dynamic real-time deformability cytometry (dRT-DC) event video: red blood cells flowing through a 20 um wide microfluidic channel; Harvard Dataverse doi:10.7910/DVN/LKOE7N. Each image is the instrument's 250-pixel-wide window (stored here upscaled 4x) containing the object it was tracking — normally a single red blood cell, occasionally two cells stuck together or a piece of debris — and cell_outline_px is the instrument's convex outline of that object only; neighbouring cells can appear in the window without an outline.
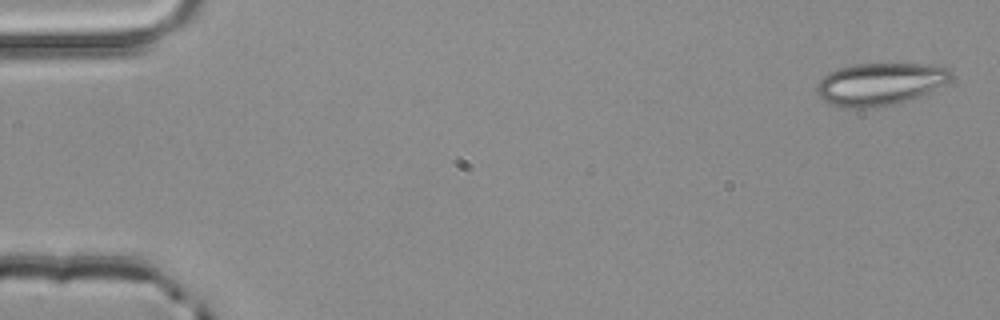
{"species": "common noctule bat (a hibernating species)", "species_latin": "Nyctalus noctula", "temperature_condition": "room temperature", "stored_images_in_passage": 3, "camera_frame_rate_fps": 3000, "um_per_image_px": 0.085, "animal": {"sex": "male", "body_mass_g": 20.4}, "frame": {"image": 1, "passage_image": 1, "time_ms": 0.0, "image_size_px": [1000, 320], "cell_outline_px": [[952, 76], [944, 84], [916, 96], [892, 104], [868, 108], [840, 108], [824, 100], [816, 92], [816, 84], [828, 72], [852, 64], [928, 64], [948, 68], [952, 72]], "centroid_in_image_um": [74.73, 7.13], "position_along_channel_um": 10.3, "area_um2": 32.71}}